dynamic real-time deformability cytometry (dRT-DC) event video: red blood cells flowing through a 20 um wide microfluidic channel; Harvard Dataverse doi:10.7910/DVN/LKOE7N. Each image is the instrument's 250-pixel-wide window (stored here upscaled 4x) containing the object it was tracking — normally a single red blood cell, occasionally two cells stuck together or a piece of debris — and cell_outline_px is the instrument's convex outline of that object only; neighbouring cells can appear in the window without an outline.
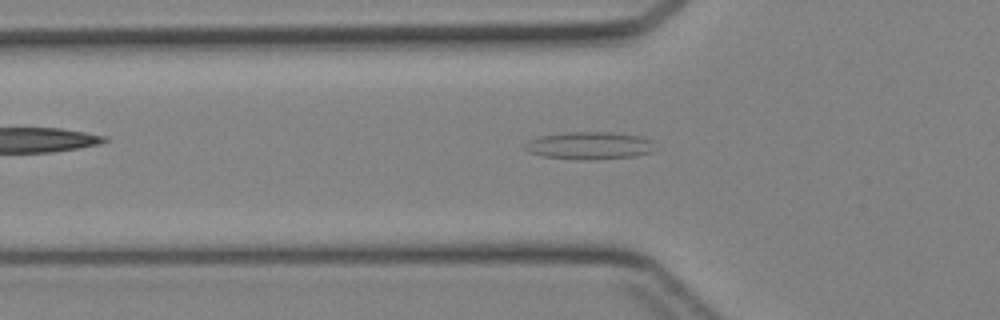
{"species": "Egyptian fruit bat (a non-hibernating species)", "species_latin": "Rousettus aegyptiacus", "temperature_condition": "cold", "stored_images_in_passage": 43, "segment_of_instrument_passage": [1, 2], "camera_frame_rate_fps": 3000, "um_per_image_px": 0.085, "animal": {"sex": "female"}, "frame": {"image": 1, "passage_image": 14, "time_ms": 4.333, "image_size_px": [1000, 320], "cell_outline_px": [[660, 148], [652, 152], [636, 156], [592, 160], [580, 160], [540, 156], [528, 152], [524, 148], [524, 144], [528, 140], [540, 136], [568, 132], [612, 132], [640, 136], [652, 140]], "centroid_in_image_um": [50.15, 12.38], "position_along_channel_um": 75.6, "area_um2": 21.39}}
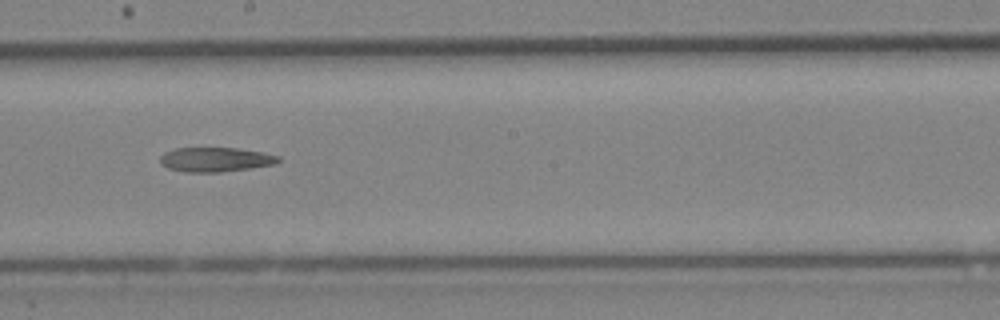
{"frame": {"image": 2, "passage_image": 24, "time_ms": 7.667, "image_size_px": [1000, 320], "cell_outline_px": [[280, 160], [276, 164], [220, 172], [184, 172], [168, 168], [160, 164], [160, 156], [164, 152], [176, 148], [236, 148], [264, 152], [280, 156]], "centroid_in_image_um": [18.3, 13.56], "position_along_channel_um": 229.9, "area_um2": 16.88}}
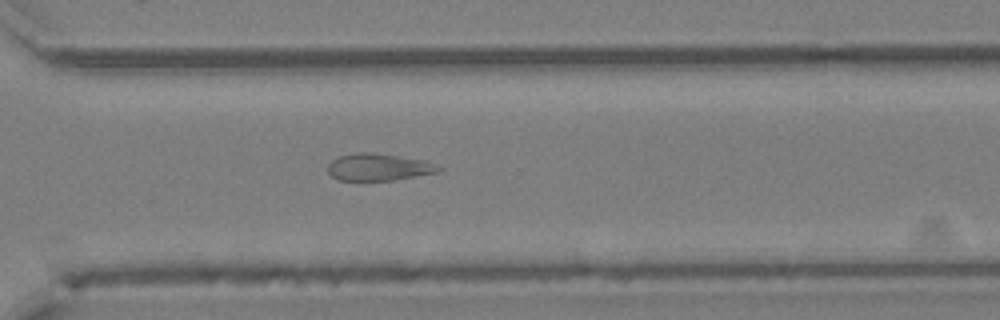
{"frame": {"image": 3, "passage_image": 31, "time_ms": 10.0, "image_size_px": [1000, 320], "cell_outline_px": [[444, 168], [440, 172], [392, 180], [340, 180], [332, 176], [328, 172], [328, 164], [336, 156], [360, 152], [376, 152], [424, 160], [436, 164]], "centroid_in_image_um": [32.2, 14.19], "position_along_channel_um": 338.4, "area_um2": 17.63}}